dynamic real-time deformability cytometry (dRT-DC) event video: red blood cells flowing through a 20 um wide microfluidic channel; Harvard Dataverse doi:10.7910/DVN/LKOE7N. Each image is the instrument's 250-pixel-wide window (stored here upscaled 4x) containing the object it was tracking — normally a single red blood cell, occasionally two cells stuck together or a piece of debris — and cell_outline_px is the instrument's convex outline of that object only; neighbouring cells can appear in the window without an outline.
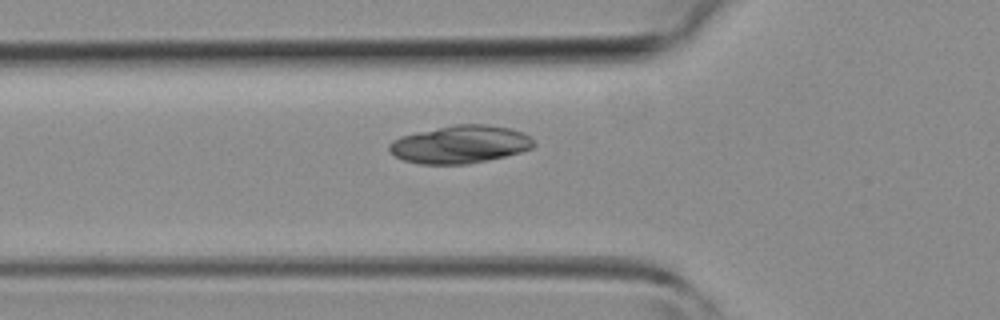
{"species": "common noctule bat (a hibernating species)", "species_latin": "Nyctalus noctula", "temperature_condition": "room temperature", "stored_images_in_passage": 32, "camera_frame_rate_fps": 3000, "um_per_image_px": 0.085, "animal": {"sex": "female", "body_mass_g": 19.3, "forearm_length_mm": 54.1}, "frame": {"image": 1, "passage_image": 8, "time_ms": 2.333, "image_size_px": [1000, 320], "cell_outline_px": [[536, 144], [532, 148], [520, 152], [488, 160], [468, 164], [420, 164], [404, 160], [388, 152], [388, 144], [392, 140], [400, 136], [416, 132], [456, 124], [484, 124], [508, 128], [524, 132]], "centroid_in_image_um": [39.08, 12.27], "position_along_channel_um": 86.7, "area_um2": 31.85}}
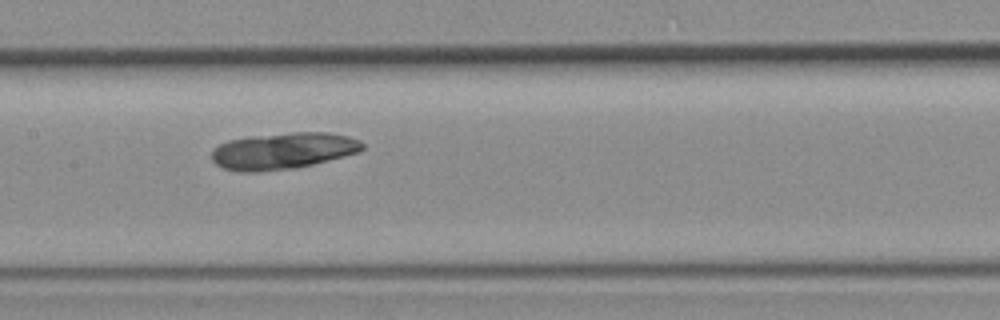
{"frame": {"image": 2, "passage_image": 14, "time_ms": 4.333, "image_size_px": [1000, 320], "cell_outline_px": [[364, 148], [360, 152], [312, 164], [292, 168], [256, 172], [240, 172], [224, 168], [216, 164], [212, 160], [212, 148], [228, 140], [252, 136], [292, 132], [328, 132], [348, 136], [360, 140], [364, 144]], "centroid_in_image_um": [24.06, 12.82], "position_along_channel_um": 183.3, "area_um2": 32.08}}
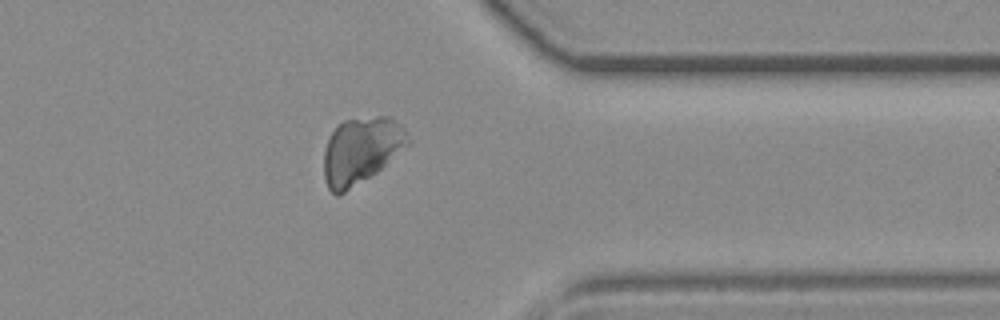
{"frame": {"image": 3, "passage_image": 27, "time_ms": 8.667, "image_size_px": [1000, 320], "cell_outline_px": [[412, 140], [408, 144], [376, 172], [344, 192], [336, 196], [328, 188], [324, 180], [324, 152], [328, 140], [332, 132], [344, 120], [380, 116], [392, 116], [404, 128]], "centroid_in_image_um": [30.7, 12.77], "position_along_channel_um": 380.7, "area_um2": 32.19}}